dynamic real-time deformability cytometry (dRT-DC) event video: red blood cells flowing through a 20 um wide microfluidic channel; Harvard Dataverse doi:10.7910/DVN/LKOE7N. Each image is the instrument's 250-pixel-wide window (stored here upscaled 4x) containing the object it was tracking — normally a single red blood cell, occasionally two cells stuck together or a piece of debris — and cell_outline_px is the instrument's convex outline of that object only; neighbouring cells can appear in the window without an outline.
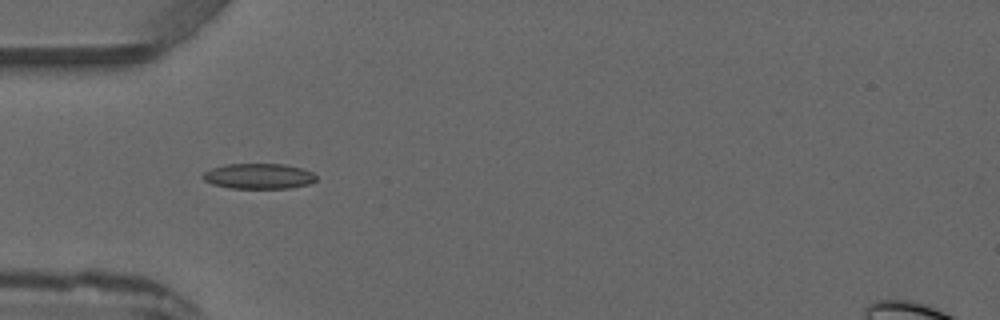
{"species": "common noctule bat (a hibernating species)", "species_latin": "Nyctalus noctula", "temperature_condition": "warm", "stored_images_in_passage": 5, "camera_frame_rate_fps": 3000, "um_per_image_px": 0.085, "animal": {"sex": "male", "forearm_length_mm": 52.5}, "frame": {"image": 1, "passage_image": 4, "time_ms": 4.667, "image_size_px": [1000, 320], "cell_outline_px": [[316, 180], [308, 184], [288, 188], [228, 188], [212, 184], [204, 180], [200, 176], [204, 172], [212, 168], [228, 164], [284, 164], [300, 168], [312, 172], [316, 176]], "centroid_in_image_um": [21.95, 14.97], "position_along_channel_um": 63.0, "area_um2": 16.7}}
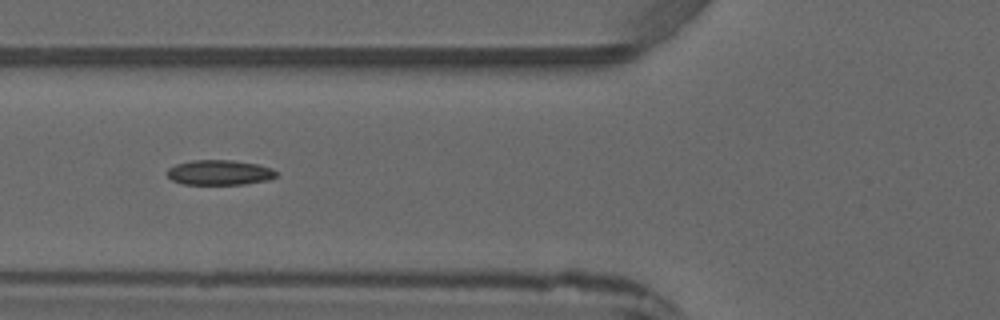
{"frame": {"image": 2, "passage_image": 5, "time_ms": 5.667, "image_size_px": [1000, 320], "cell_outline_px": [[276, 176], [268, 180], [244, 184], [184, 184], [172, 180], [168, 176], [168, 168], [176, 164], [192, 160], [232, 160], [256, 164], [272, 168], [276, 172]], "centroid_in_image_um": [18.65, 14.66], "position_along_channel_um": 107.1, "area_um2": 15.78}}